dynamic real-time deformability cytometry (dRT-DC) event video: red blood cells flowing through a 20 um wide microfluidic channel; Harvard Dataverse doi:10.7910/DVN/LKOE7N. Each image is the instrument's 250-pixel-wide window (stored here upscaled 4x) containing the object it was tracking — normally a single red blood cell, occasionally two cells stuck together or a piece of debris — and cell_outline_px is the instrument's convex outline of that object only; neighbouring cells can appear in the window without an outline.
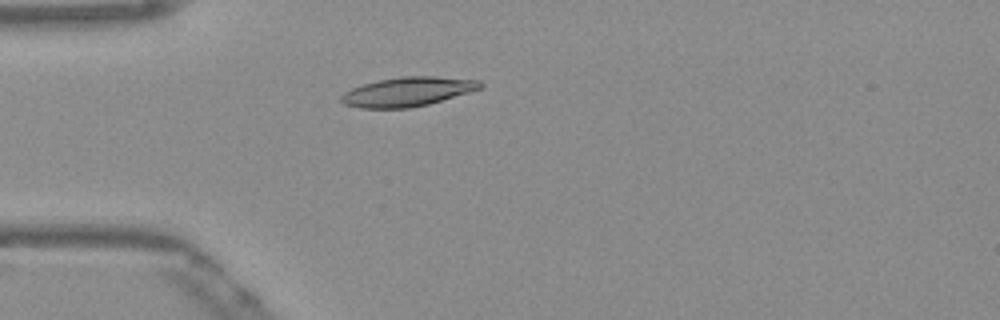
{"species": "Egyptian fruit bat (a non-hibernating species)", "species_latin": "Rousettus aegyptiacus", "temperature_condition": "warm", "stored_images_in_passage": 53, "camera_frame_rate_fps": 3000, "um_per_image_px": 0.085, "frame": {"image": 1, "passage_image": 15, "time_ms": 4.667, "image_size_px": [1000, 320], "cell_outline_px": [[484, 84], [480, 88], [468, 92], [428, 104], [408, 108], [360, 108], [344, 104], [340, 100], [340, 96], [344, 92], [352, 88], [364, 84], [380, 80], [404, 76], [436, 76], [480, 80]], "centroid_in_image_um": [34.63, 7.79], "position_along_channel_um": 50.4, "area_um2": 23.47}}
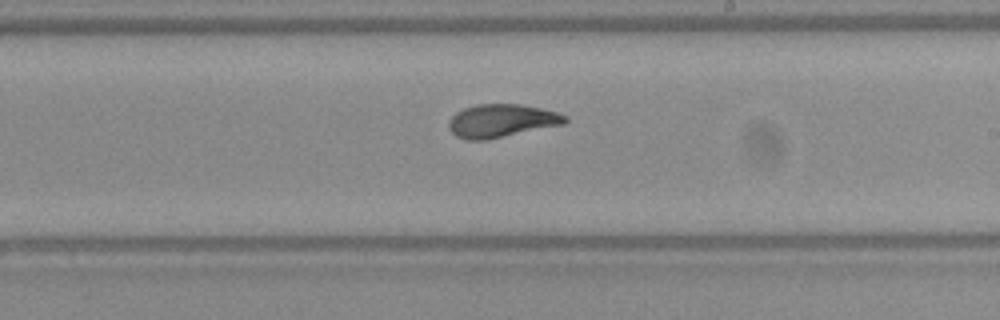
{"frame": {"image": 2, "passage_image": 31, "time_ms": 10.0, "image_size_px": [1000, 320], "cell_outline_px": [[568, 120], [564, 124], [484, 140], [468, 140], [456, 136], [448, 128], [448, 120], [456, 112], [464, 108], [476, 104], [520, 104], [540, 108], [556, 112], [568, 116]], "centroid_in_image_um": [42.61, 10.26], "position_along_channel_um": 246.4, "area_um2": 22.37}}
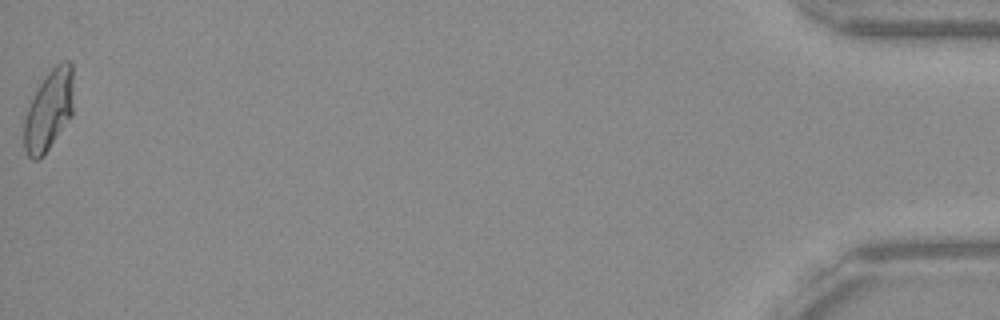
{"frame": {"image": 3, "passage_image": 53, "time_ms": 17.333, "image_size_px": [1000, 320], "cell_outline_px": [[72, 116], [44, 156], [40, 160], [32, 160], [28, 156], [24, 148], [24, 120], [28, 108], [40, 84], [48, 72], [56, 64], [64, 60], [68, 60], [72, 64]], "centroid_in_image_um": [4.15, 9.42], "position_along_channel_um": 431.0, "area_um2": 23.12}, "authors_computed_cell_mechanics": {"area_um2": 22.3686, "velocity_mm_per_s": 3.8687, "shape_relaxation_time_tau1_ms": 5.8478, "shape_relaxation_time_tau2_ms": 1.35, "deformation_change_tau1": 0.1987, "deformation_change_tau2": 0.051}}